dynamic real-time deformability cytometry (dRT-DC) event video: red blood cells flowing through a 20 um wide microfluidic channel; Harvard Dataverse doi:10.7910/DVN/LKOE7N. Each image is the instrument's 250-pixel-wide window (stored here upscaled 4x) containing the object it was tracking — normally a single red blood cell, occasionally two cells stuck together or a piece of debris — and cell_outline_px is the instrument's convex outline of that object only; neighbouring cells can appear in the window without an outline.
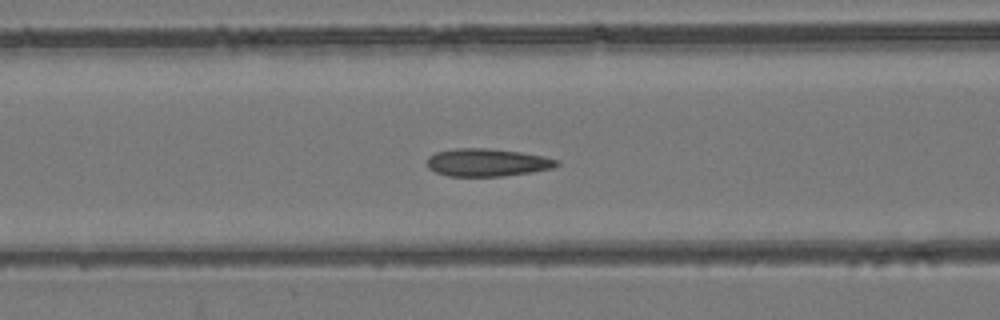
{"species": "common noctule bat (a hibernating species)", "species_latin": "Nyctalus noctula", "temperature_condition": "room temperature", "stored_images_in_passage": 54, "camera_frame_rate_fps": 3000, "um_per_image_px": 0.085, "animal": {"sex": "female", "body_mass_g": 24.6, "forearm_length_mm": 56.2}, "frame": {"image": 1, "passage_image": 22, "time_ms": 7.0, "image_size_px": [1000, 320], "cell_outline_px": [[560, 164], [552, 168], [504, 176], [448, 176], [436, 172], [428, 168], [428, 156], [436, 152], [456, 148], [488, 148], [520, 152], [544, 156], [560, 160]], "centroid_in_image_um": [41.41, 13.8], "position_along_channel_um": 125.2, "area_um2": 20.92}}
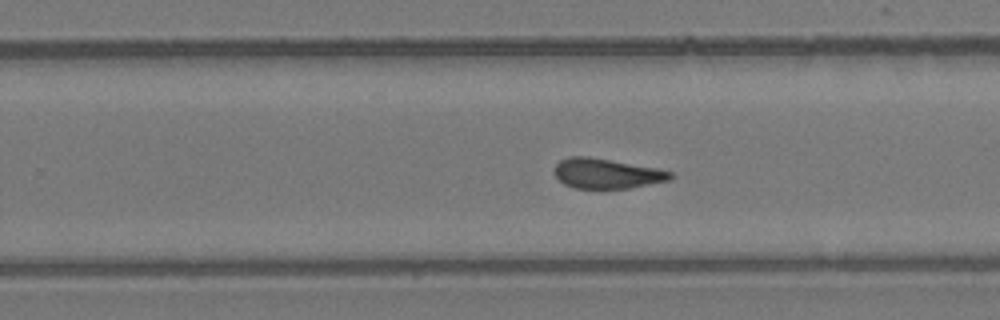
{"frame": {"image": 2, "passage_image": 34, "time_ms": 11.0, "image_size_px": [1000, 320], "cell_outline_px": [[672, 176], [668, 180], [628, 188], [604, 192], [576, 188], [564, 184], [552, 172], [552, 168], [560, 160], [568, 156], [588, 156], [656, 168], [672, 172]], "centroid_in_image_um": [51.48, 14.78], "position_along_channel_um": 278.3, "area_um2": 20.87}}
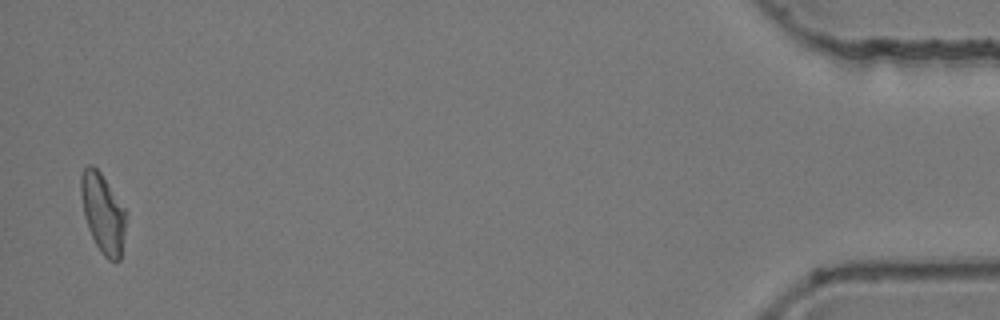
{"frame": {"image": 3, "passage_image": 53, "time_ms": 17.333, "image_size_px": [1000, 320], "cell_outline_px": [[124, 232], [120, 260], [108, 260], [100, 252], [88, 228], [84, 216], [80, 196], [80, 176], [84, 168], [88, 164], [92, 164], [100, 172], [124, 208]], "centroid_in_image_um": [8.69, 18.09], "position_along_channel_um": 426.5, "area_um2": 20.46}, "authors_computed_cell_mechanics": {"area_um2": 21.0681, "velocity_mm_per_s": 3.8366, "shape_relaxation_time_tau1_ms": null, "shape_relaxation_time_tau2_ms": 1.8955, "deformation_change_tau1": null, "deformation_change_tau2": 0.1069}}